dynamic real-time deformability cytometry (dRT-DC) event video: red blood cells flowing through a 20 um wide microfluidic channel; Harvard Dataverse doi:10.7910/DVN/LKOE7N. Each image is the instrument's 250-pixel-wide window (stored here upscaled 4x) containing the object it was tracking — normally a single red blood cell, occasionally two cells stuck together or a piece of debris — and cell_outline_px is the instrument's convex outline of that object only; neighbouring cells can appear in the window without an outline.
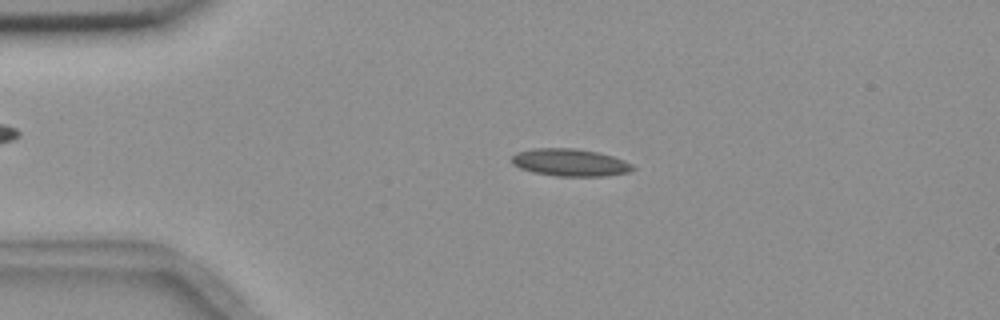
{"species": "common noctule bat (a hibernating species)", "species_latin": "Nyctalus noctula", "temperature_condition": "room temperature", "stored_images_in_passage": 3, "camera_frame_rate_fps": 3000, "um_per_image_px": 0.085, "animal": {"sex": "female", "body_mass_g": 18.4}, "frame": {"image": 1, "passage_image": 2, "time_ms": 2.0, "image_size_px": [1000, 320], "cell_outline_px": [[636, 168], [628, 172], [604, 176], [556, 176], [532, 172], [520, 168], [512, 164], [512, 156], [516, 152], [532, 148], [576, 148], [596, 152], [612, 156], [624, 160], [632, 164]], "centroid_in_image_um": [48.43, 13.81], "position_along_channel_um": 36.6, "area_um2": 19.36}}